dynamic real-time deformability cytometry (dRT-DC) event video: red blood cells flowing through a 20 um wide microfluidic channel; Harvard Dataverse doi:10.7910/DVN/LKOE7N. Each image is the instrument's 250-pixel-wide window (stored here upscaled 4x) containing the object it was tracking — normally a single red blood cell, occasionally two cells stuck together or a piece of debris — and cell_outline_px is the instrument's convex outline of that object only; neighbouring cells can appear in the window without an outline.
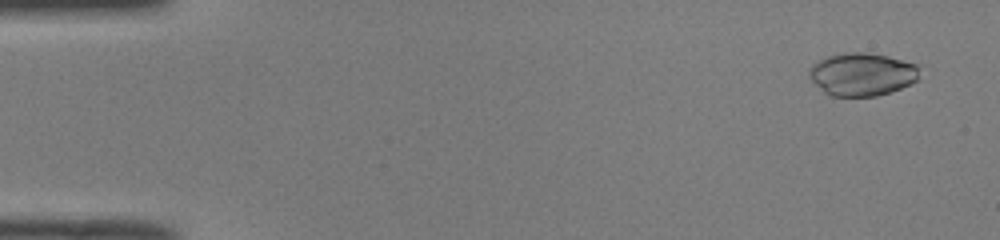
{"species": "common noctule bat (a hibernating species)", "species_latin": "Nyctalus noctula", "temperature_condition": "room temperature", "stored_images_in_passage": 49, "camera_frame_rate_fps": 3000, "um_per_image_px": 0.085, "animal": {"sex": "male", "body_mass_g": 19.0, "forearm_length_mm": 50.8}, "frame": {"image": 1, "passage_image": 3, "time_ms": 0.667, "image_size_px": [1000, 240], "cell_outline_px": [[920, 64], [916, 80], [912, 84], [876, 96], [832, 96], [824, 92], [808, 76], [808, 68], [812, 64], [828, 56], [844, 52], [868, 52], [888, 56]], "centroid_in_image_um": [73.28, 6.3], "position_along_channel_um": 11.7, "area_um2": 27.74}}
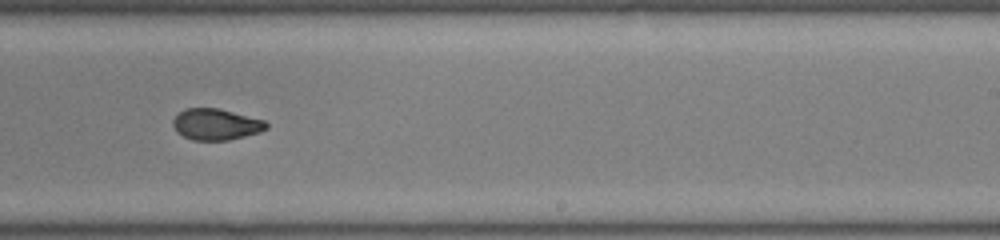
{"frame": {"image": 2, "passage_image": 30, "time_ms": 9.667, "image_size_px": [1000, 240], "cell_outline_px": [[268, 128], [260, 132], [228, 140], [192, 140], [176, 132], [172, 124], [172, 120], [184, 108], [220, 108], [264, 120], [268, 124]], "centroid_in_image_um": [18.35, 10.56], "position_along_channel_um": 270.7, "area_um2": 17.05}}
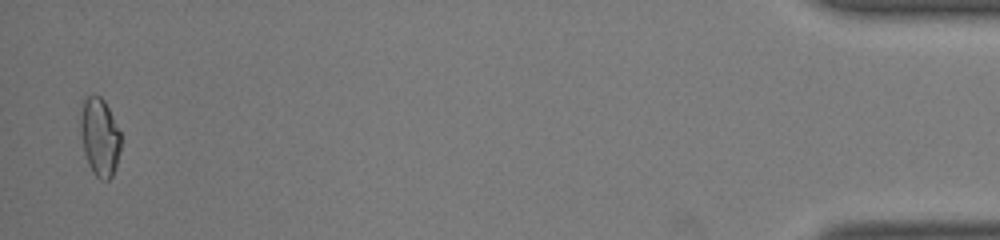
{"frame": {"image": 3, "passage_image": 48, "time_ms": 15.667, "image_size_px": [1000, 240], "cell_outline_px": [[120, 152], [112, 176], [108, 180], [100, 180], [92, 172], [88, 164], [84, 152], [80, 132], [80, 116], [84, 100], [92, 92], [100, 96], [104, 100], [120, 132]], "centroid_in_image_um": [8.46, 11.64], "position_along_channel_um": 426.7, "area_um2": 18.38}, "authors_computed_cell_mechanics": {"area_um2": 17.8602, "velocity_mm_per_s": 4.0449, "shape_relaxation_time_tau1_ms": null, "shape_relaxation_time_tau2_ms": 1.5645, "deformation_change_tau1": null, "deformation_change_tau2": 0.0541}}